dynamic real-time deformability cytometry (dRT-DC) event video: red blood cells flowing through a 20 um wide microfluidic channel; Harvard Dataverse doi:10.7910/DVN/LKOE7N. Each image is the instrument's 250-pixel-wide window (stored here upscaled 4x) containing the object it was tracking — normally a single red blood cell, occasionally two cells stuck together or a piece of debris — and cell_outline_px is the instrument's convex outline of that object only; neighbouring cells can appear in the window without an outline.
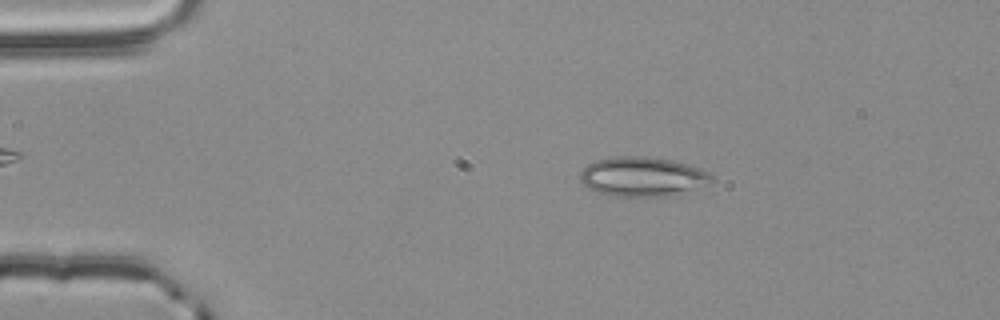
{"species": "common noctule bat (a hibernating species)", "species_latin": "Nyctalus noctula", "temperature_condition": "room temperature", "stored_images_in_passage": 54, "camera_frame_rate_fps": 3000, "um_per_image_px": 0.085, "animal": {"sex": "male", "body_mass_g": 20.4}, "frame": {"image": 1, "passage_image": 10, "time_ms": 3.0, "image_size_px": [1000, 320], "cell_outline_px": [[716, 180], [712, 184], [668, 196], [616, 196], [596, 192], [588, 188], [580, 180], [580, 172], [588, 164], [596, 160], [616, 156], [648, 156], [672, 160], [688, 164], [708, 172]], "centroid_in_image_um": [54.64, 15.01], "position_along_channel_um": 30.4, "area_um2": 30.4}}
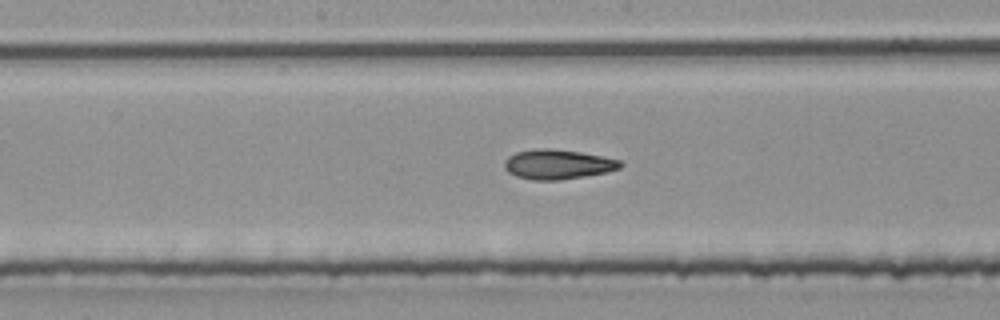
{"frame": {"image": 2, "passage_image": 28, "time_ms": 9.0, "image_size_px": [1000, 320], "cell_outline_px": [[624, 164], [620, 168], [608, 172], [560, 180], [532, 180], [516, 176], [508, 172], [504, 168], [504, 164], [508, 156], [516, 152], [536, 148], [552, 148], [580, 152], [604, 156], [620, 160]], "centroid_in_image_um": [47.42, 13.96], "position_along_channel_um": 200.8, "area_um2": 20.23}}
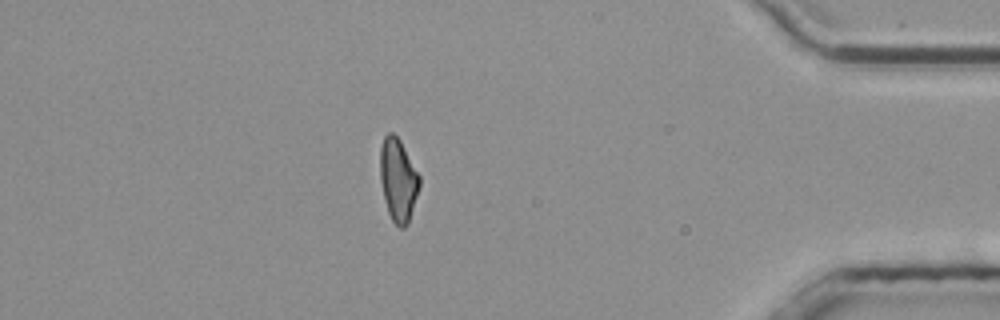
{"frame": {"image": 3, "passage_image": 47, "time_ms": 15.333, "image_size_px": [1000, 320], "cell_outline_px": [[420, 184], [408, 224], [404, 228], [400, 228], [392, 220], [388, 212], [380, 180], [380, 148], [384, 136], [388, 132], [392, 132], [400, 140], [420, 176]], "centroid_in_image_um": [33.83, 15.28], "position_along_channel_um": 401.4, "area_um2": 18.84}, "authors_computed_cell_mechanics": {"area_um2": 19.8254, "velocity_mm_per_s": 3.8371, "shape_relaxation_time_tau1_ms": null, "shape_relaxation_time_tau2_ms": 3.6939, "deformation_change_tau1": null, "deformation_change_tau2": 0.1054}}